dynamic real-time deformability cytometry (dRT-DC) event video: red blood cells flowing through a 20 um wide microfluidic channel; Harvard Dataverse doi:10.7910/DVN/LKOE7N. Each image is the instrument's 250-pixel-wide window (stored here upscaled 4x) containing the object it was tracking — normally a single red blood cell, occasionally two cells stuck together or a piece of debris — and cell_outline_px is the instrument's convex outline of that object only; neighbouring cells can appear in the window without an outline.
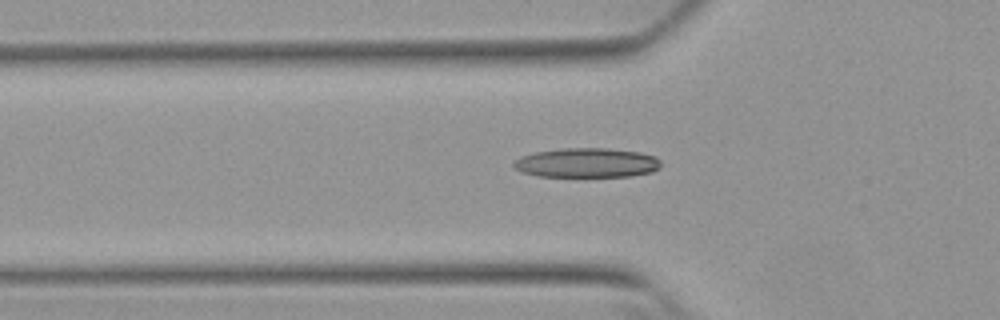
{"species": "Egyptian fruit bat (a non-hibernating species)", "species_latin": "Rousettus aegyptiacus", "temperature_condition": "warm", "stored_images_in_passage": 38, "camera_frame_rate_fps": 3000, "um_per_image_px": 0.085, "animal": {"sex": "female"}, "frame": {"image": 1, "passage_image": 4, "time_ms": 1.0, "image_size_px": [1000, 320], "cell_outline_px": [[660, 168], [652, 172], [632, 176], [536, 176], [524, 172], [516, 168], [512, 164], [512, 160], [520, 156], [536, 152], [560, 148], [604, 148], [640, 152], [656, 156], [660, 160]], "centroid_in_image_um": [49.88, 13.83], "position_along_channel_um": 75.9, "area_um2": 25.37}}
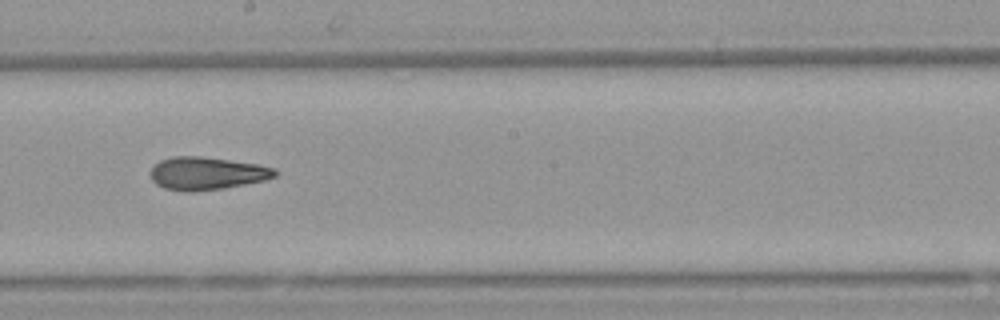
{"frame": {"image": 2, "passage_image": 16, "time_ms": 5.0, "image_size_px": [1000, 320], "cell_outline_px": [[280, 172], [276, 176], [264, 180], [224, 188], [192, 192], [188, 192], [164, 188], [156, 184], [152, 180], [148, 172], [160, 160], [172, 156], [200, 156], [260, 164], [276, 168]], "centroid_in_image_um": [17.59, 14.73], "position_along_channel_um": 230.6, "area_um2": 24.04}}
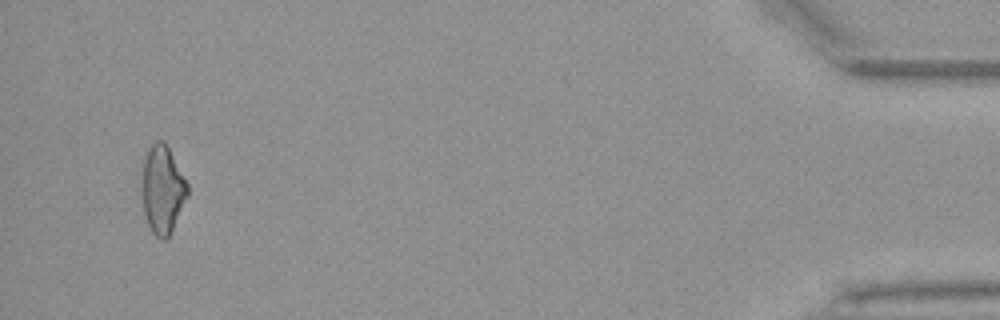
{"frame": {"image": 3, "passage_image": 37, "time_ms": 12.0, "image_size_px": [1000, 320], "cell_outline_px": [[188, 196], [172, 232], [164, 240], [160, 240], [152, 232], [148, 224], [144, 212], [144, 156], [148, 148], [156, 140], [164, 140], [188, 184]], "centroid_in_image_um": [13.85, 16.13], "position_along_channel_um": 421.3, "area_um2": 22.95}}